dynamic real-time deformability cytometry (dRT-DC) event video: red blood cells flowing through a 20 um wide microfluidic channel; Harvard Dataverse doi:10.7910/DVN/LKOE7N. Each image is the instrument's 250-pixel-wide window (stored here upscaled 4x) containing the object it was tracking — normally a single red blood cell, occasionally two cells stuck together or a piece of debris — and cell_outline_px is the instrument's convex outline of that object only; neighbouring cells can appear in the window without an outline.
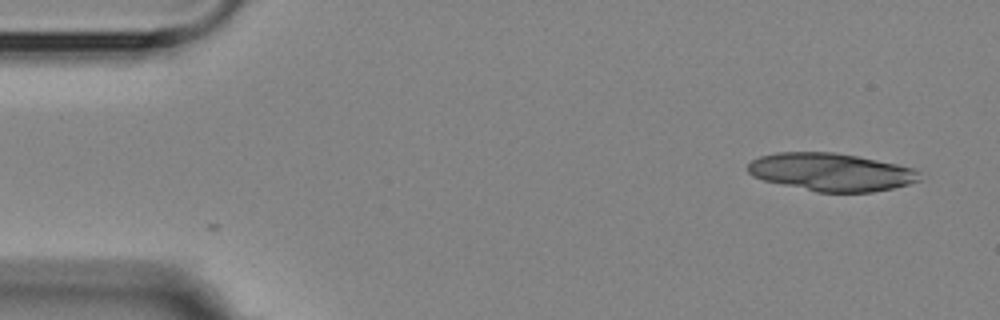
{"species": "Egyptian fruit bat (a non-hibernating species)", "species_latin": "Rousettus aegyptiacus", "temperature_condition": "room temperature", "stored_images_in_passage": 4, "camera_frame_rate_fps": 3000, "um_per_image_px": 0.085, "animal": {"sex": "female"}, "frame": {"image": 1, "passage_image": 1, "time_ms": 0.0, "image_size_px": [1000, 320], "cell_outline_px": [[920, 180], [908, 184], [892, 188], [872, 192], [816, 192], [764, 180], [752, 176], [748, 172], [748, 164], [752, 160], [760, 156], [776, 152], [832, 152], [856, 156], [896, 164], [912, 168], [920, 172]], "centroid_in_image_um": [70.62, 14.62], "position_along_channel_um": 14.4, "area_um2": 37.69}}